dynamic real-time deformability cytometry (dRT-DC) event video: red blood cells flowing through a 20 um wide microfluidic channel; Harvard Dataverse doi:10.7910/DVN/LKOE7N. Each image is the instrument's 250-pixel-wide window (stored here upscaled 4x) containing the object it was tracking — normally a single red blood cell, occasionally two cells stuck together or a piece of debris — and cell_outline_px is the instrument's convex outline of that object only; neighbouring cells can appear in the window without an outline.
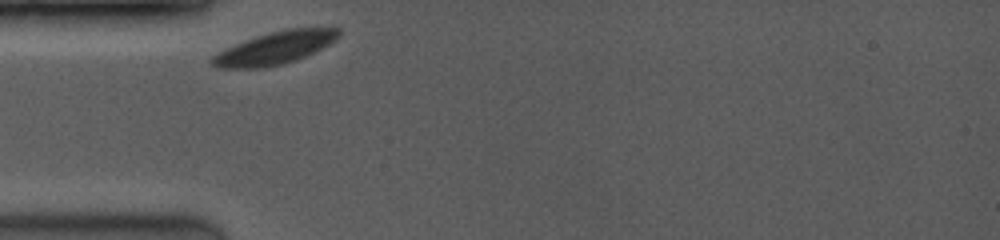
{"species": "common noctule bat (a hibernating species)", "species_latin": "Nyctalus noctula", "temperature_condition": "room temperature", "stored_images_in_passage": 37, "camera_frame_rate_fps": 3500, "um_per_image_px": 0.085, "animal": {"sex": "female", "body_mass_g": 19.0, "forearm_length_mm": 53.3}, "frame": {"image": 1, "passage_image": 1, "time_ms": 0.0, "image_size_px": [1000, 240], "cell_outline_px": [[340, 36], [336, 40], [296, 60], [284, 64], [264, 68], [216, 68], [212, 64], [212, 56], [228, 48], [256, 36], [284, 28], [340, 28]], "centroid_in_image_um": [23.39, 4.08], "position_along_channel_um": 61.6, "area_um2": 23.64}}
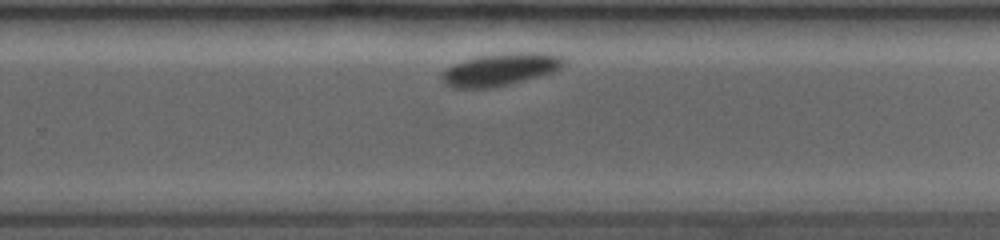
{"frame": {"image": 2, "passage_image": 24, "time_ms": 6.286, "image_size_px": [1000, 240], "cell_outline_px": [[564, 64], [560, 68], [552, 72], [524, 80], [488, 88], [452, 88], [444, 84], [440, 80], [440, 72], [444, 68], [464, 60], [480, 56], [508, 52], [544, 52], [564, 56]], "centroid_in_image_um": [42.48, 5.89], "position_along_channel_um": 287.3, "area_um2": 23.18}}
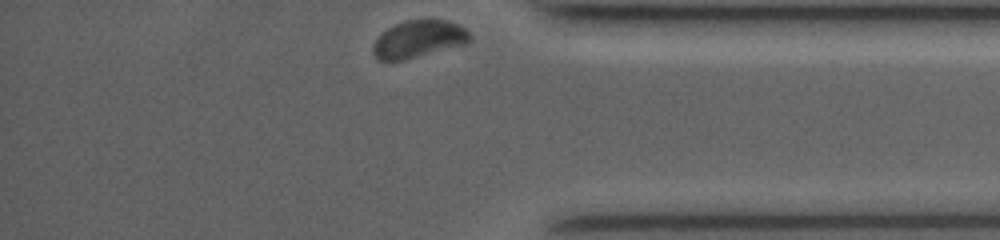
{"frame": {"image": 3, "passage_image": 37, "time_ms": 9.429, "image_size_px": [1000, 240], "cell_outline_px": [[472, 40], [468, 44], [400, 60], [376, 60], [372, 52], [372, 44], [388, 28], [404, 20], [444, 20], [456, 24], [464, 28], [472, 36]], "centroid_in_image_um": [35.59, 3.33], "position_along_channel_um": 399.6, "area_um2": 20.81}, "authors_computed_cell_mechanics": {"area_um2": 23.698, "velocity_mm_per_s": 3.65, "shape_relaxation_time_tau1_ms": 1.2359, "shape_relaxation_time_tau2_ms": null, "deformation_change_tau1": 0.0343, "deformation_change_tau2": null}}